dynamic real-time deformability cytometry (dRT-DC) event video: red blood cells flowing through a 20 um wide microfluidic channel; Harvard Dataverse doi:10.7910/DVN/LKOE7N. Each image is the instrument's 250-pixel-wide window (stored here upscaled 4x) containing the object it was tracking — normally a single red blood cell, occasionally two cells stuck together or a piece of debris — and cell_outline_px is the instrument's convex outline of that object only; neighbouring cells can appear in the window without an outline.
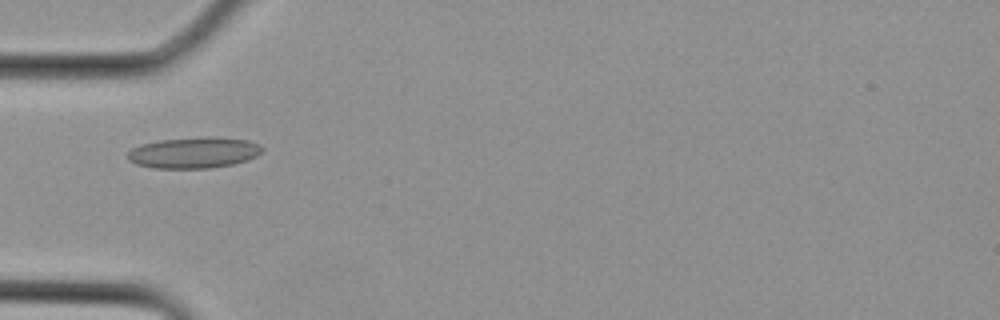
{"species": "Egyptian fruit bat (a non-hibernating species)", "species_latin": "Rousettus aegyptiacus", "temperature_condition": "cold", "stored_images_in_passage": 9, "camera_frame_rate_fps": 3000, "um_per_image_px": 0.085, "animal": {"sex": "female"}, "frame": {"image": 1, "passage_image": 2, "time_ms": 0.333, "image_size_px": [1000, 320], "cell_outline_px": [[264, 152], [248, 160], [232, 164], [208, 168], [152, 168], [136, 164], [128, 160], [128, 152], [132, 148], [140, 144], [160, 140], [208, 136], [212, 136], [248, 140], [260, 144], [264, 148]], "centroid_in_image_um": [16.51, 12.97], "position_along_channel_um": 68.5, "area_um2": 24.57}}
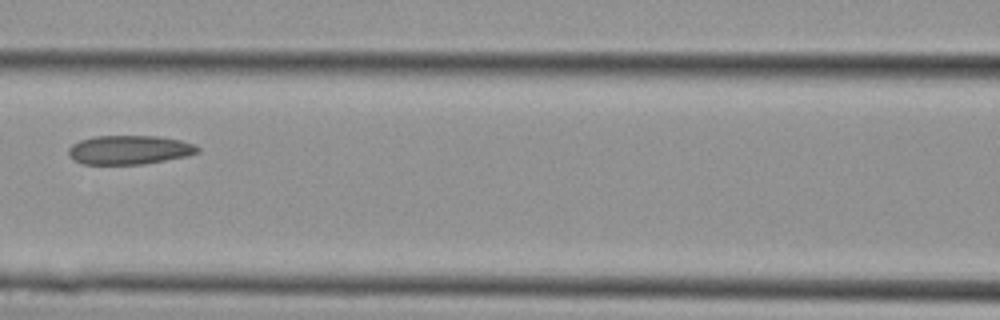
{"frame": {"image": 2, "passage_image": 6, "time_ms": 1.667, "image_size_px": [1000, 320], "cell_outline_px": [[200, 152], [188, 156], [144, 164], [84, 164], [72, 160], [68, 156], [68, 148], [72, 144], [80, 140], [92, 136], [156, 136], [180, 140], [192, 144], [200, 148]], "centroid_in_image_um": [10.96, 12.74], "position_along_channel_um": 155.6, "area_um2": 21.96}}
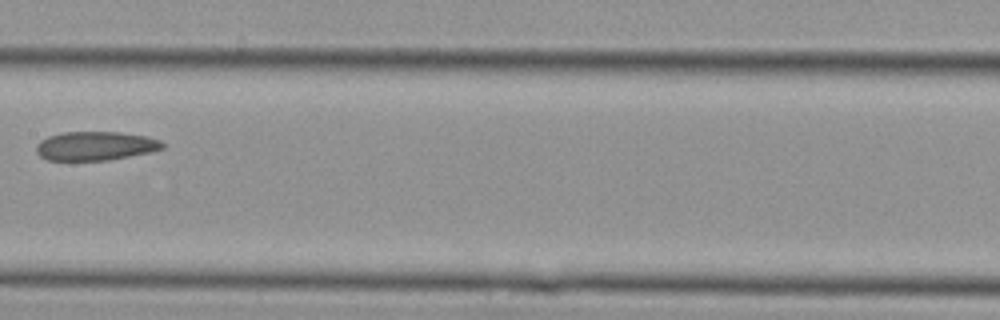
{"frame": {"image": 3, "passage_image": 8, "time_ms": 2.333, "image_size_px": [1000, 320], "cell_outline_px": [[164, 148], [152, 152], [108, 160], [48, 160], [40, 156], [36, 152], [36, 144], [40, 140], [48, 136], [64, 132], [120, 132], [148, 136], [160, 140], [164, 144]], "centroid_in_image_um": [8.12, 12.4], "position_along_channel_um": 199.3, "area_um2": 21.39}}